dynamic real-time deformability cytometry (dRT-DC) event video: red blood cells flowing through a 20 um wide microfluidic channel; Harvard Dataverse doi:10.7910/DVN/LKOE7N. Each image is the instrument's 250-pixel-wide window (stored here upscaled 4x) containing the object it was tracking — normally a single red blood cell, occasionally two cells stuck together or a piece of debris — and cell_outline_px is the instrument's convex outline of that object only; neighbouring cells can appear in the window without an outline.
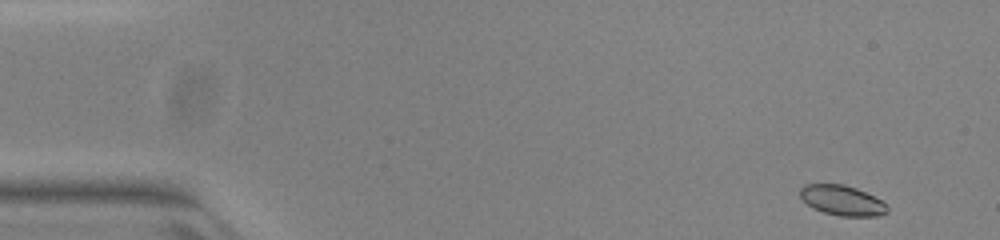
{"species": "common noctule bat (a hibernating species)", "species_latin": "Nyctalus noctula", "temperature_condition": "warm", "stored_images_in_passage": 50, "camera_frame_rate_fps": 3000, "um_per_image_px": 0.085, "animal": {"sex": "female", "body_mass_g": 23.0, "forearm_length_mm": 53.4}, "frame": {"image": 1, "passage_image": 1, "time_ms": 0.0, "image_size_px": [1000, 240], "cell_outline_px": [[888, 212], [880, 216], [840, 216], [824, 212], [812, 208], [800, 196], [800, 188], [804, 184], [844, 184], [856, 188], [880, 200], [888, 208]], "centroid_in_image_um": [71.56, 17.03], "position_along_channel_um": 13.4, "area_um2": 15.14}}
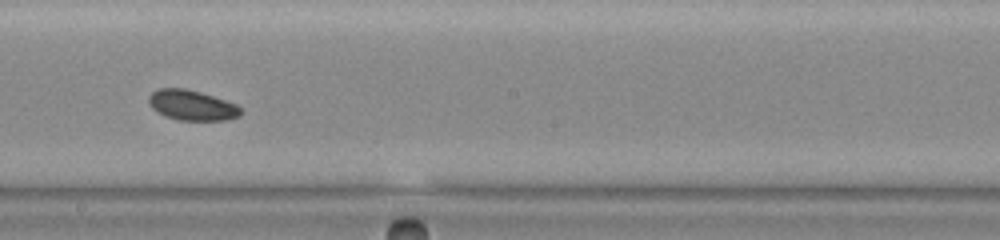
{"frame": {"image": 2, "passage_image": 27, "time_ms": 8.667, "image_size_px": [1000, 240], "cell_outline_px": [[240, 116], [228, 120], [180, 120], [164, 116], [156, 112], [152, 108], [148, 100], [148, 96], [152, 92], [160, 88], [184, 88], [200, 92], [236, 104], [240, 108]], "centroid_in_image_um": [16.28, 8.95], "position_along_channel_um": 231.9, "area_um2": 16.13}}
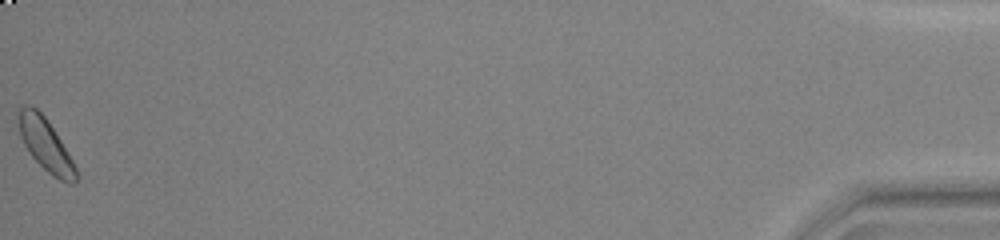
{"frame": {"image": 3, "passage_image": 50, "time_ms": 16.333, "image_size_px": [1000, 240], "cell_outline_px": [[76, 184], [68, 184], [52, 176], [32, 156], [24, 144], [20, 136], [16, 108], [28, 104], [36, 108], [44, 116], [60, 140], [72, 160], [76, 168]], "centroid_in_image_um": [3.84, 12.28], "position_along_channel_um": 431.4, "area_um2": 17.34}, "authors_computed_cell_mechanics": {"area_um2": 16.4152, "velocity_mm_per_s": 3.923, "shape_relaxation_time_tau1_ms": 1.4393, "shape_relaxation_time_tau2_ms": 6.1289, "deformation_change_tau1": 0.0639, "deformation_change_tau2": 0.0797}}